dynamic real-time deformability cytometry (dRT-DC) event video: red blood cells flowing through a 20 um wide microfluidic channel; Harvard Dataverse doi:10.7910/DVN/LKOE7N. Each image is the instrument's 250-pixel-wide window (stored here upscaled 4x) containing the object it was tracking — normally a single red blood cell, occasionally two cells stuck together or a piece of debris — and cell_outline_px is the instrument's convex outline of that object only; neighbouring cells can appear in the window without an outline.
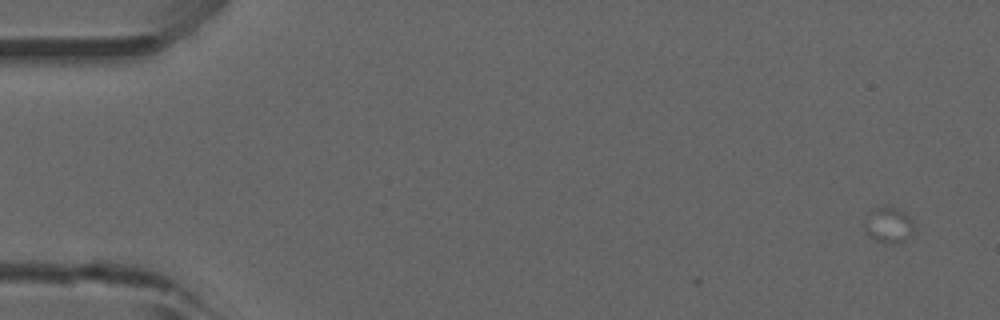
{"species": "common noctule bat (a hibernating species)", "species_latin": "Nyctalus noctula", "temperature_condition": "room temperature", "stored_images_in_passage": 15, "camera_frame_rate_fps": 3000, "um_per_image_px": 0.085, "animal": {"sex": "male", "forearm_length_mm": 52.5}, "frame": {"image": 1, "passage_image": 1, "time_ms": 0.0, "image_size_px": [1000, 320], "cell_outline_px": [[912, 232], [904, 240], [892, 244], [884, 244], [876, 240], [864, 232], [864, 224], [868, 212], [872, 208], [884, 204], [896, 208], [904, 212], [912, 220]], "centroid_in_image_um": [75.46, 19.09], "position_along_channel_um": 9.5, "area_um2": 10.46}}